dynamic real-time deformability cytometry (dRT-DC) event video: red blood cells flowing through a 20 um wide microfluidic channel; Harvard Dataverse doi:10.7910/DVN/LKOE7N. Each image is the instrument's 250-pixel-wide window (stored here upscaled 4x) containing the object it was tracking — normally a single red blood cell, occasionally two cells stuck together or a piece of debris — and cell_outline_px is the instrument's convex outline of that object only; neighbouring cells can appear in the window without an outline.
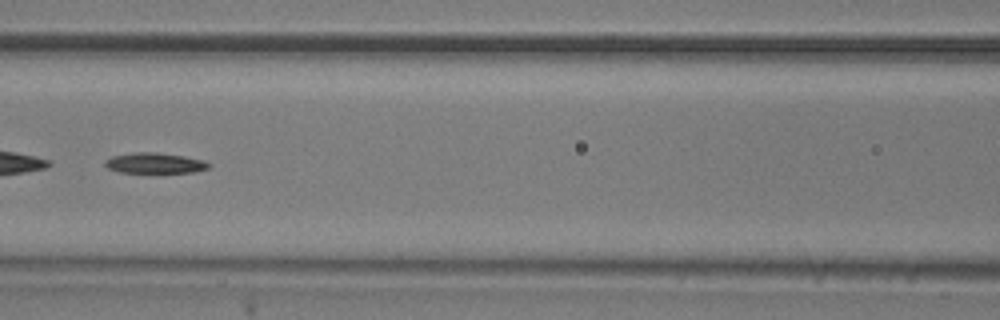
{"species": "common noctule bat (a hibernating species)", "species_latin": "Nyctalus noctula", "temperature_condition": "room temperature", "stored_images_in_passage": 51, "segment_of_instrument_passage": [2, 2], "camera_frame_rate_fps": 3000, "um_per_image_px": 0.085, "animal": {"sex": "male", "body_mass_g": 20.5, "forearm_length_mm": 52.5}, "frame": {"image": 1, "passage_image": 22, "time_ms": 7.0, "image_size_px": [1000, 320], "cell_outline_px": [[212, 164], [208, 168], [192, 172], [120, 172], [108, 168], [104, 164], [104, 160], [112, 156], [132, 152], [156, 152], [184, 156], [204, 160]], "centroid_in_image_um": [13.15, 13.85], "position_along_channel_um": 153.5, "area_um2": 12.37}}
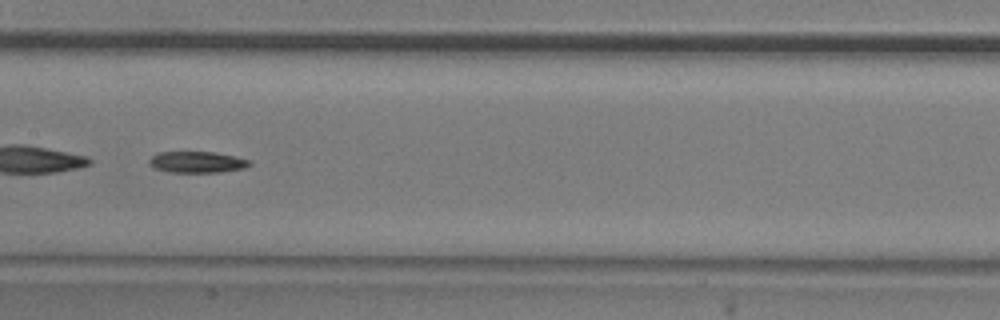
{"frame": {"image": 2, "passage_image": 25, "time_ms": 8.0, "image_size_px": [1000, 320], "cell_outline_px": [[252, 164], [244, 168], [220, 172], [168, 172], [156, 168], [148, 164], [148, 160], [152, 156], [160, 152], [216, 152], [236, 156], [252, 160]], "centroid_in_image_um": [16.79, 13.77], "position_along_channel_um": 190.6, "area_um2": 12.54}}